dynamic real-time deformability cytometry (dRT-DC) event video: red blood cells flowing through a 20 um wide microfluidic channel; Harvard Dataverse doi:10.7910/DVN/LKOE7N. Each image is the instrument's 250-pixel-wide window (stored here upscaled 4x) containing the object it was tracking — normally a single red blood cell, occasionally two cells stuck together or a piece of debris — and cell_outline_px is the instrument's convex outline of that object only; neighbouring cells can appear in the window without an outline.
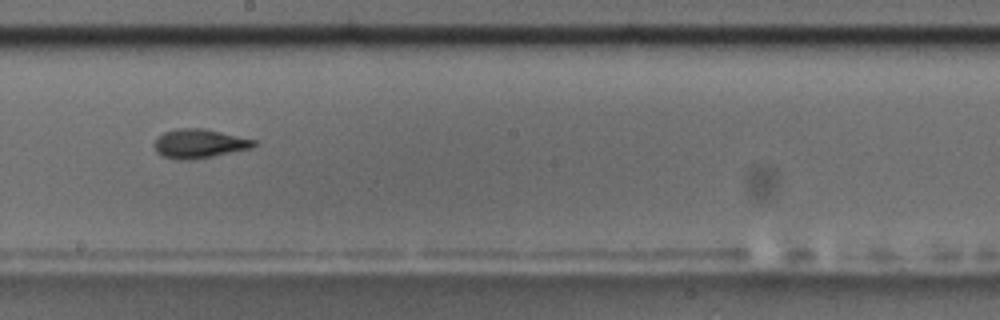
{"species": "common noctule bat (a hibernating species)", "species_latin": "Nyctalus noctula", "temperature_condition": "room temperature", "stored_images_in_passage": 10, "camera_frame_rate_fps": 3000, "um_per_image_px": 0.085, "animal": {"sex": "male", "body_mass_g": 17.5, "forearm_length_mm": 52.3}, "frame": {"image": 1, "passage_image": 9, "time_ms": 10.0, "image_size_px": [1000, 320], "cell_outline_px": [[256, 144], [252, 148], [192, 160], [180, 160], [164, 156], [156, 152], [156, 140], [164, 132], [180, 128], [204, 128], [256, 140]], "centroid_in_image_um": [16.97, 12.2], "position_along_channel_um": 231.2, "area_um2": 16.59}}
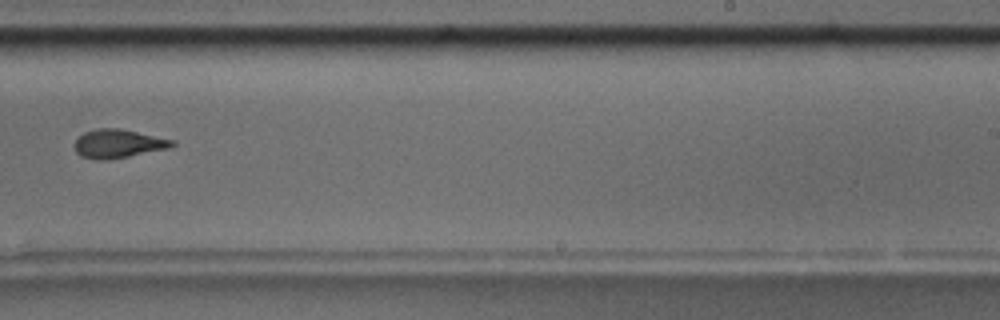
{"frame": {"image": 2, "passage_image": 10, "time_ms": 11.333, "image_size_px": [1000, 320], "cell_outline_px": [[176, 144], [168, 148], [128, 156], [100, 160], [80, 156], [76, 152], [72, 144], [84, 132], [96, 128], [120, 128], [176, 140]], "centroid_in_image_um": [10.03, 12.19], "position_along_channel_um": 279.0, "area_um2": 16.24}}